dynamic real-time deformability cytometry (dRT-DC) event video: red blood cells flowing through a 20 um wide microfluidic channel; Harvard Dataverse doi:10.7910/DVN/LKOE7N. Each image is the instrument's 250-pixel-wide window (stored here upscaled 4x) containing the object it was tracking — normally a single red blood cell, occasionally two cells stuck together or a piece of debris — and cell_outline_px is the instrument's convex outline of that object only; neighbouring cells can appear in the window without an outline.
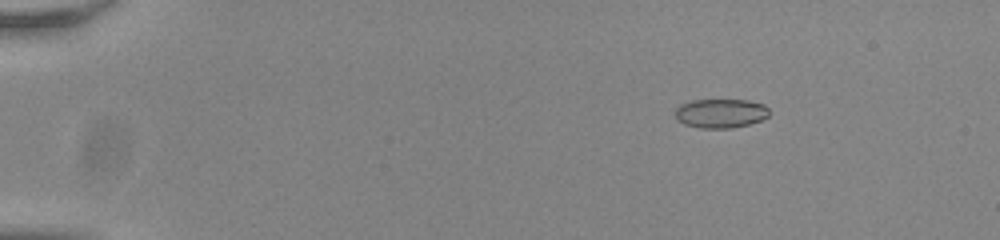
{"species": "common noctule bat (a hibernating species)", "species_latin": "Nyctalus noctula", "temperature_condition": "room temperature", "stored_images_in_passage": 49, "camera_frame_rate_fps": 3000, "um_per_image_px": 0.085, "animal": {"sex": "male", "body_mass_g": 20.0, "forearm_length_mm": 53.3}, "frame": {"image": 1, "passage_image": 2, "time_ms": 0.333, "image_size_px": [1000, 240], "cell_outline_px": [[768, 116], [760, 120], [748, 124], [732, 128], [700, 128], [684, 124], [676, 120], [676, 108], [680, 104], [692, 100], [748, 100], [764, 104], [768, 108]], "centroid_in_image_um": [61.23, 9.63], "position_along_channel_um": 23.8, "area_um2": 15.95}}
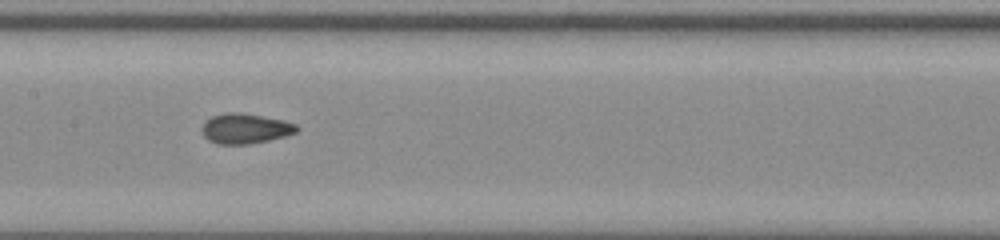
{"frame": {"image": 2, "passage_image": 23, "time_ms": 7.333, "image_size_px": [1000, 240], "cell_outline_px": [[300, 128], [296, 132], [284, 136], [268, 140], [248, 144], [216, 144], [208, 140], [204, 136], [200, 128], [204, 120], [212, 116], [228, 112], [240, 112], [284, 120], [296, 124]], "centroid_in_image_um": [20.81, 10.92], "position_along_channel_um": 186.6, "area_um2": 16.76}}
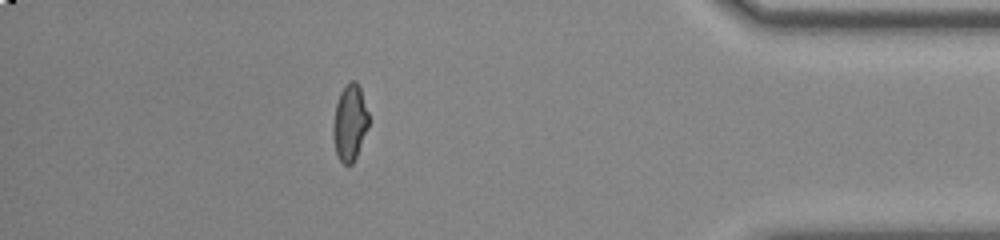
{"frame": {"image": 3, "passage_image": 43, "time_ms": 14.0, "image_size_px": [1000, 240], "cell_outline_px": [[368, 128], [356, 156], [352, 164], [344, 164], [340, 160], [336, 152], [332, 136], [332, 128], [336, 104], [340, 92], [344, 84], [348, 80], [356, 80], [360, 88], [368, 112]], "centroid_in_image_um": [29.72, 10.38], "position_along_channel_um": 405.5, "area_um2": 15.84}, "authors_computed_cell_mechanics": {"area_um2": 16.0684, "velocity_mm_per_s": 3.8199, "shape_relaxation_time_tau1_ms": null, "shape_relaxation_time_tau2_ms": 1.1547, "deformation_change_tau1": null, "deformation_change_tau2": 0.0723}}